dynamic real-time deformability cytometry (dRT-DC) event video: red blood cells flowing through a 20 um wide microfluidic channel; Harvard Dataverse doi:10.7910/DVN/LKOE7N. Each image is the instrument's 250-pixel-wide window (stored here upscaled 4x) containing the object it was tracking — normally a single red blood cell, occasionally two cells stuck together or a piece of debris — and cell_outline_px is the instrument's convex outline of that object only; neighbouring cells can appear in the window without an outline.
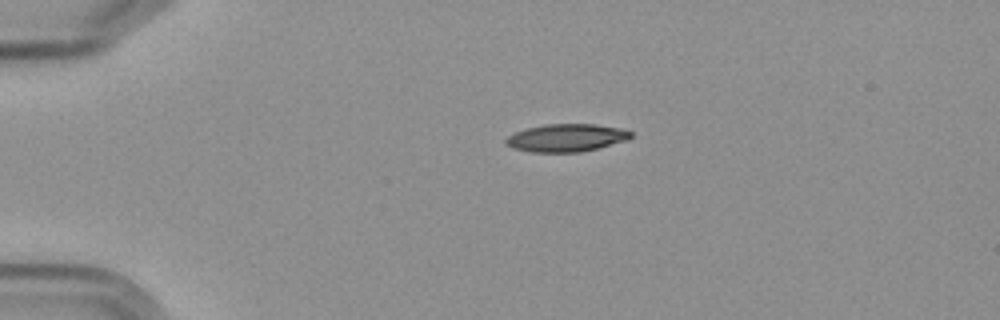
{"species": "Egyptian fruit bat (a non-hibernating species)", "species_latin": "Rousettus aegyptiacus", "temperature_condition": "cold", "stored_images_in_passage": 6, "camera_frame_rate_fps": 3000, "um_per_image_px": 0.085, "frame": {"image": 1, "passage_image": 1, "time_ms": 0.0, "image_size_px": [1000, 320], "cell_outline_px": [[632, 136], [628, 140], [580, 152], [532, 152], [516, 148], [504, 144], [504, 140], [508, 136], [516, 132], [528, 128], [544, 124], [596, 124], [620, 128], [632, 132]], "centroid_in_image_um": [48.15, 11.71], "position_along_channel_um": 36.9, "area_um2": 20.06}}
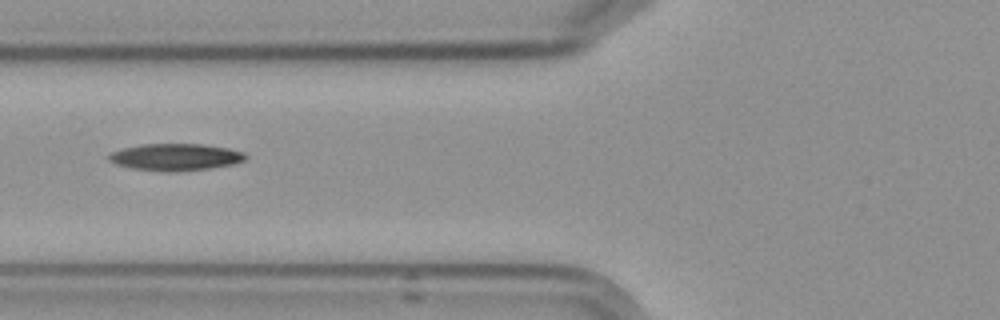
{"frame": {"image": 2, "passage_image": 4, "time_ms": 3.333, "image_size_px": [1000, 320], "cell_outline_px": [[248, 156], [244, 160], [232, 164], [208, 168], [168, 172], [132, 168], [116, 164], [108, 160], [108, 156], [112, 152], [124, 148], [140, 144], [200, 144], [228, 148], [244, 152]], "centroid_in_image_um": [14.91, 13.34], "position_along_channel_um": 110.9, "area_um2": 21.21}}